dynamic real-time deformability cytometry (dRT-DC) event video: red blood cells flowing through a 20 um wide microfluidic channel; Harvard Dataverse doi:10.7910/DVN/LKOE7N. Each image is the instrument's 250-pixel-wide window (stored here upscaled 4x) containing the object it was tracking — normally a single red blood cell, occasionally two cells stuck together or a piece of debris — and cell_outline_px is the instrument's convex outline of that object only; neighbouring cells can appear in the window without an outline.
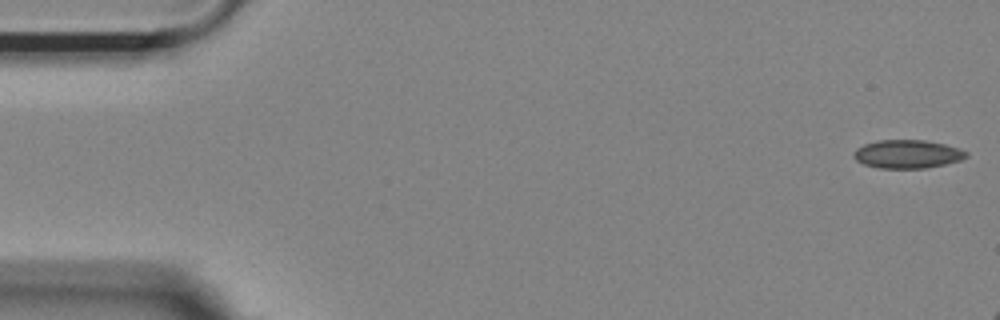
{"species": "Egyptian fruit bat (a non-hibernating species)", "species_latin": "Rousettus aegyptiacus", "temperature_condition": "room temperature", "stored_images_in_passage": 14, "camera_frame_rate_fps": 3000, "um_per_image_px": 0.085, "animal": {"sex": "female"}, "frame": {"image": 1, "passage_image": 1, "time_ms": 0.0, "image_size_px": [1000, 320], "cell_outline_px": [[968, 156], [960, 160], [944, 164], [924, 168], [880, 168], [864, 164], [856, 160], [852, 156], [852, 152], [856, 148], [864, 144], [880, 140], [924, 140], [944, 144], [960, 148], [968, 152]], "centroid_in_image_um": [77.11, 13.09], "position_along_channel_um": 7.9, "area_um2": 18.61}}